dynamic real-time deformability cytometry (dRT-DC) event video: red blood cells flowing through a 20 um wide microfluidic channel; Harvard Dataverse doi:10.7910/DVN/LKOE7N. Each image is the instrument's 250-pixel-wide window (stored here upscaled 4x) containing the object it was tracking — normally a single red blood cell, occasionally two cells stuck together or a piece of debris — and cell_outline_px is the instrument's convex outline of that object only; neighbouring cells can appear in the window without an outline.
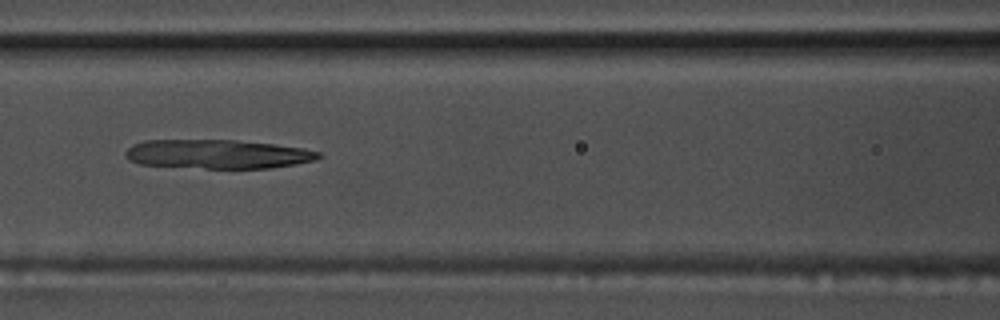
{"species": "common noctule bat (a hibernating species)", "species_latin": "Nyctalus noctula", "temperature_condition": "warm", "stored_images_in_passage": 39, "camera_frame_rate_fps": 3000, "um_per_image_px": 0.085, "animal": {"sex": "male", "body_mass_g": 17.5, "forearm_length_mm": 52.3}, "frame": {"image": 1, "passage_image": 15, "time_ms": 4.667, "image_size_px": [1000, 320], "cell_outline_px": [[324, 156], [316, 160], [296, 164], [272, 168], [204, 168], [140, 164], [128, 160], [124, 156], [124, 152], [132, 144], [144, 140], [236, 140], [272, 144], [304, 148], [320, 152]], "centroid_in_image_um": [18.5, 13.1], "position_along_channel_um": 148.1, "area_um2": 32.83}}
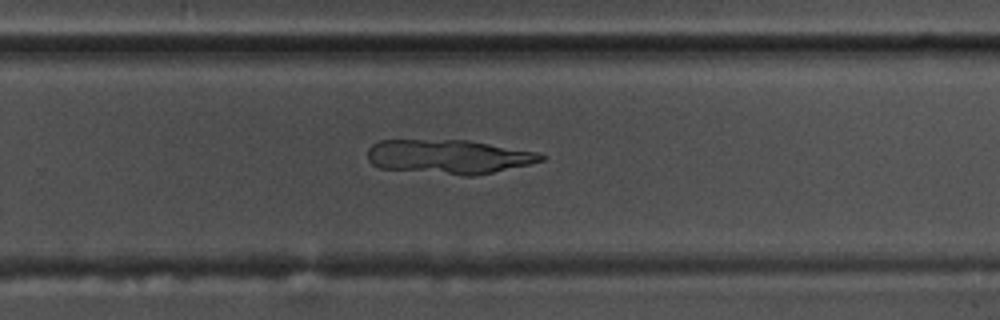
{"frame": {"image": 2, "passage_image": 27, "time_ms": 8.667, "image_size_px": [1000, 320], "cell_outline_px": [[548, 156], [544, 160], [528, 164], [492, 172], [472, 176], [464, 176], [380, 168], [372, 164], [368, 160], [368, 148], [372, 144], [380, 140], [468, 140], [536, 152]], "centroid_in_image_um": [38.11, 13.32], "position_along_channel_um": 291.7, "area_um2": 34.45}}
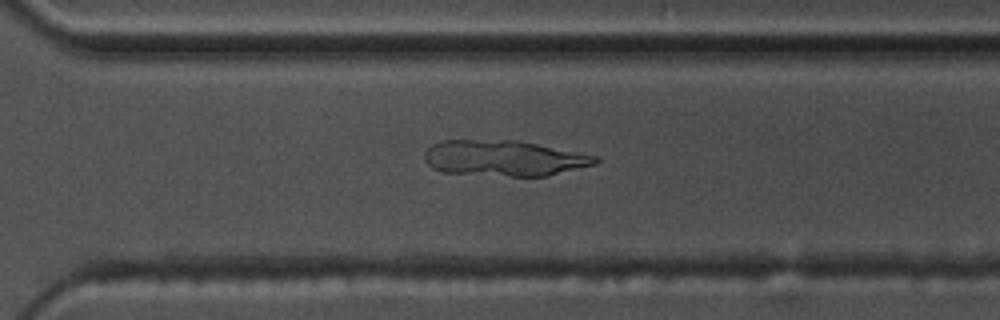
{"frame": {"image": 3, "passage_image": 30, "time_ms": 9.667, "image_size_px": [1000, 320], "cell_outline_px": [[600, 160], [596, 164], [548, 176], [512, 176], [440, 172], [432, 168], [428, 164], [424, 156], [424, 152], [432, 144], [440, 140], [516, 140], [600, 156]], "centroid_in_image_um": [42.85, 13.44], "position_along_channel_um": 327.7, "area_um2": 35.72}}